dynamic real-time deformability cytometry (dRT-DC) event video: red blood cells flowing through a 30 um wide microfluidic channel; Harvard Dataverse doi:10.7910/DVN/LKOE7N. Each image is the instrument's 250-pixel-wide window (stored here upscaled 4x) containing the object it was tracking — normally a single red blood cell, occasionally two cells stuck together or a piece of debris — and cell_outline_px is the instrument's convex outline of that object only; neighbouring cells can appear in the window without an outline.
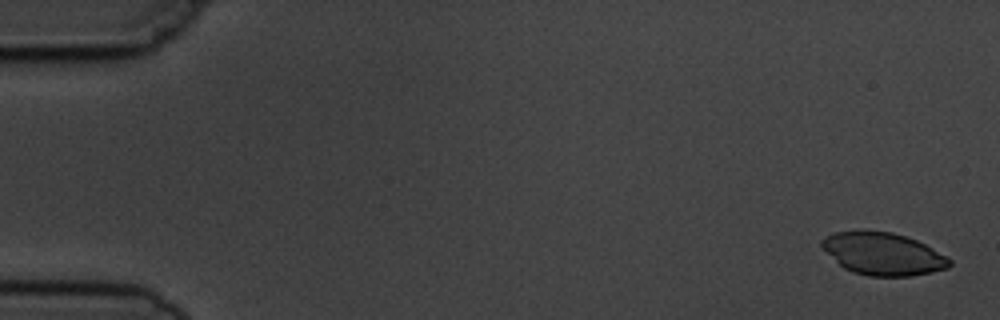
{"species": "common noctule bat (a hibernating species)", "species_latin": "Nyctalus noctula", "temperature_condition": "cold", "stored_images_in_passage": 5, "camera_frame_rate_fps": 3000, "um_per_image_px": 0.085, "animal": {"sex": "male", "body_mass_g": 19.5, "forearm_length_mm": 54.6}, "frame": {"image": 1, "passage_image": 1, "time_ms": 0.0, "image_size_px": [1000, 320], "cell_outline_px": [[952, 264], [948, 268], [932, 272], [912, 276], [868, 276], [852, 272], [844, 268], [820, 244], [820, 240], [824, 236], [836, 232], [856, 228], [864, 228], [892, 232], [916, 240], [932, 248], [952, 260]], "centroid_in_image_um": [75.04, 21.54], "position_along_channel_um": 10.0, "area_um2": 31.96}}